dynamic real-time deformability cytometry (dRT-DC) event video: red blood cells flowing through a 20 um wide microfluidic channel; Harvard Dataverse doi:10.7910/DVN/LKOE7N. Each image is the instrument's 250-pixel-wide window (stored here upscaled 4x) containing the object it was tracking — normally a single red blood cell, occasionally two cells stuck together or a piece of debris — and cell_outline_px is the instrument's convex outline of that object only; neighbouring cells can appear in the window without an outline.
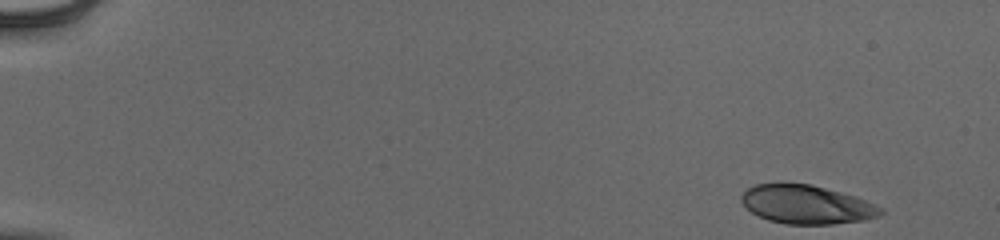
{"species": "human", "species_latin": "Homo sapiens", "temperature_condition": "cold", "stored_images_in_passage": 27, "camera_frame_rate_fps": 3000, "um_per_image_px": 0.085, "donor": {"sex": "male"}, "frame": {"image": 1, "passage_image": 1, "time_ms": 0.0, "image_size_px": [1000, 240], "cell_outline_px": [[884, 212], [880, 216], [864, 220], [832, 224], [784, 224], [768, 220], [752, 212], [740, 200], [740, 196], [748, 188], [756, 184], [780, 180], [812, 184], [856, 196], [884, 208]], "centroid_in_image_um": [68.55, 17.34], "position_along_channel_um": 16.4, "area_um2": 32.14}}
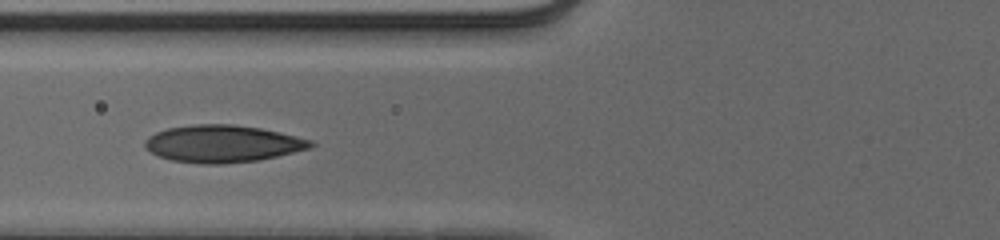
{"frame": {"image": 2, "passage_image": 20, "time_ms": 6.333, "image_size_px": [1000, 240], "cell_outline_px": [[316, 144], [312, 148], [260, 160], [224, 164], [200, 164], [172, 160], [160, 156], [152, 152], [144, 144], [144, 140], [148, 136], [156, 132], [168, 128], [192, 124], [232, 124], [260, 128], [280, 132], [312, 140]], "centroid_in_image_um": [18.95, 12.22], "position_along_channel_um": 106.8, "area_um2": 36.07}}
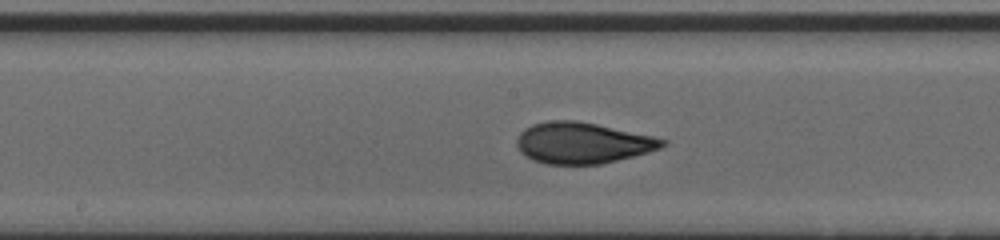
{"frame": {"image": 3, "passage_image": 27, "time_ms": 8.667, "image_size_px": [1000, 240], "cell_outline_px": [[668, 144], [660, 148], [648, 152], [600, 164], [544, 164], [532, 160], [520, 152], [516, 144], [516, 140], [520, 132], [524, 128], [532, 124], [548, 120], [576, 120], [596, 124], [652, 136], [668, 140]], "centroid_in_image_um": [49.47, 12.14], "position_along_channel_um": 198.7, "area_um2": 34.91}}